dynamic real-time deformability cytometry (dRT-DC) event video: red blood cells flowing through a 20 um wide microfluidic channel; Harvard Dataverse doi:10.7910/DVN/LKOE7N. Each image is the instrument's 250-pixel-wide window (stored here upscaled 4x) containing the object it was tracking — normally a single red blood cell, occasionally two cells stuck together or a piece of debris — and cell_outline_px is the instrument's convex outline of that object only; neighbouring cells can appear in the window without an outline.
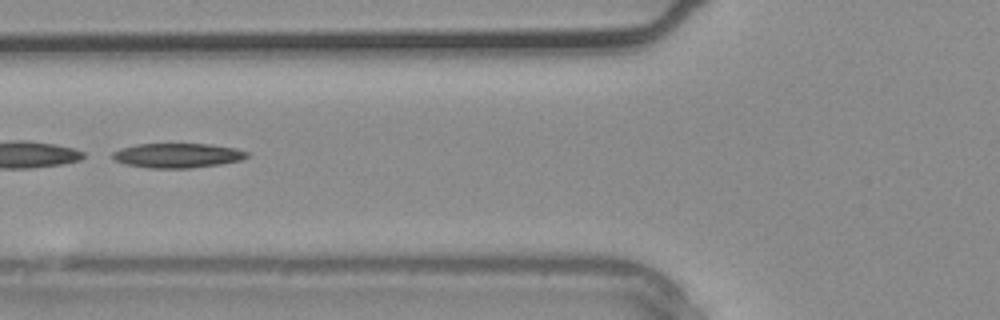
{"species": "common noctule bat (a hibernating species)", "species_latin": "Nyctalus noctula", "temperature_condition": "warm", "stored_images_in_passage": 35, "segment_of_instrument_passage": [2, 2], "camera_frame_rate_fps": 3000, "um_per_image_px": 0.085, "animal": {"sex": "male", "body_mass_g": 20.4}, "frame": {"image": 1, "passage_image": 14, "time_ms": 4.333, "image_size_px": [1000, 320], "cell_outline_px": [[248, 156], [240, 160], [220, 164], [188, 168], [148, 168], [124, 164], [112, 160], [112, 152], [120, 148], [136, 144], [212, 144], [236, 148], [248, 152]], "centroid_in_image_um": [15.04, 13.21], "position_along_channel_um": 110.8, "area_um2": 19.36}}